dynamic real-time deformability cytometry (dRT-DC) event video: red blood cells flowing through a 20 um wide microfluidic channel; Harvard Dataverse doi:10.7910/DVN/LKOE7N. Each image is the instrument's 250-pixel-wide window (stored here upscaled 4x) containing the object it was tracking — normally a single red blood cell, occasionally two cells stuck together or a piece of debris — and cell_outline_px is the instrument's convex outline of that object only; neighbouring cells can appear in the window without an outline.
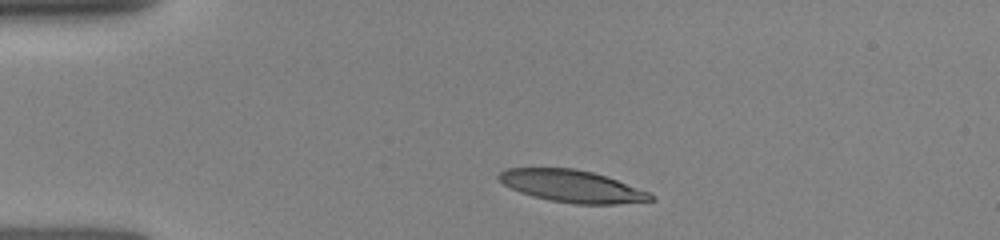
{"species": "human", "species_latin": "Homo sapiens", "temperature_condition": "room temperature", "stored_images_in_passage": 10, "camera_frame_rate_fps": 3000, "um_per_image_px": 0.085, "donor": {"sex": "female"}, "frame": {"image": 1, "passage_image": 1, "time_ms": 0.0, "image_size_px": [1000, 240], "cell_outline_px": [[656, 200], [616, 204], [576, 204], [548, 200], [520, 192], [504, 184], [496, 176], [504, 168], [572, 168], [592, 172], [616, 180], [648, 192]], "centroid_in_image_um": [48.58, 15.82], "position_along_channel_um": 36.4, "area_um2": 28.09}}
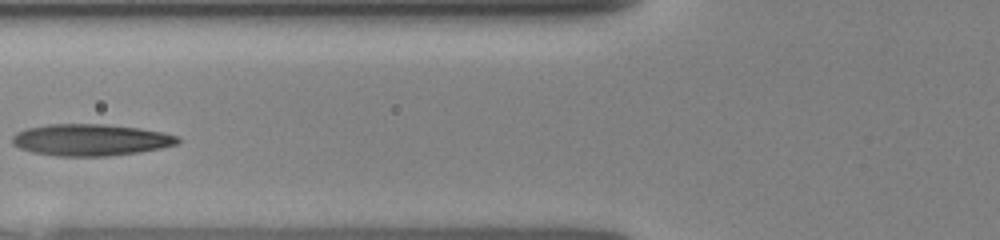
{"frame": {"image": 2, "passage_image": 5, "time_ms": 3.0, "image_size_px": [1000, 240], "cell_outline_px": [[180, 140], [176, 144], [160, 148], [140, 152], [108, 156], [56, 156], [32, 152], [20, 148], [12, 144], [12, 136], [16, 132], [28, 128], [48, 124], [108, 124], [140, 128], [164, 132], [180, 136]], "centroid_in_image_um": [7.72, 11.89], "position_along_channel_um": 118.1, "area_um2": 30.75}}
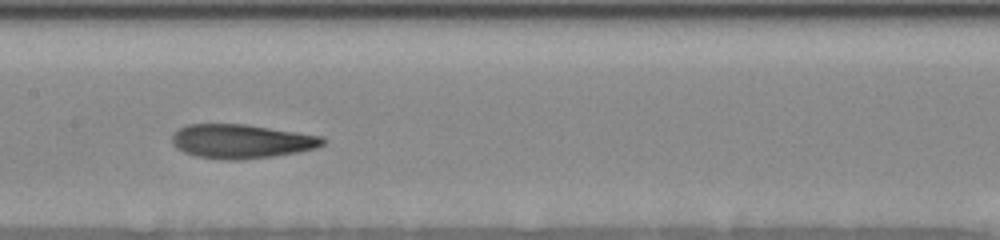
{"frame": {"image": 3, "passage_image": 9, "time_ms": 4.667, "image_size_px": [1000, 240], "cell_outline_px": [[328, 140], [324, 144], [316, 148], [296, 152], [272, 156], [240, 160], [224, 160], [196, 156], [184, 152], [176, 148], [172, 144], [172, 136], [180, 128], [188, 124], [244, 124], [324, 136]], "centroid_in_image_um": [20.53, 12.01], "position_along_channel_um": 186.9, "area_um2": 29.94}}